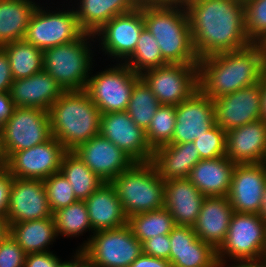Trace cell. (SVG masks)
I'll list each match as a JSON object with an SVG mask.
<instances>
[{
    "label": "cell",
    "mask_w": 266,
    "mask_h": 267,
    "mask_svg": "<svg viewBox=\"0 0 266 267\" xmlns=\"http://www.w3.org/2000/svg\"><path fill=\"white\" fill-rule=\"evenodd\" d=\"M78 249L97 267H129L143 253L128 225L96 231Z\"/></svg>",
    "instance_id": "8"
},
{
    "label": "cell",
    "mask_w": 266,
    "mask_h": 267,
    "mask_svg": "<svg viewBox=\"0 0 266 267\" xmlns=\"http://www.w3.org/2000/svg\"><path fill=\"white\" fill-rule=\"evenodd\" d=\"M1 134L7 159L14 152L44 143L52 137L49 112L37 108L14 107L5 120Z\"/></svg>",
    "instance_id": "11"
},
{
    "label": "cell",
    "mask_w": 266,
    "mask_h": 267,
    "mask_svg": "<svg viewBox=\"0 0 266 267\" xmlns=\"http://www.w3.org/2000/svg\"><path fill=\"white\" fill-rule=\"evenodd\" d=\"M233 213L227 196L205 197L193 229L198 238L217 250L228 234Z\"/></svg>",
    "instance_id": "25"
},
{
    "label": "cell",
    "mask_w": 266,
    "mask_h": 267,
    "mask_svg": "<svg viewBox=\"0 0 266 267\" xmlns=\"http://www.w3.org/2000/svg\"><path fill=\"white\" fill-rule=\"evenodd\" d=\"M110 183L127 218L164 207L165 181L151 161L135 162Z\"/></svg>",
    "instance_id": "5"
},
{
    "label": "cell",
    "mask_w": 266,
    "mask_h": 267,
    "mask_svg": "<svg viewBox=\"0 0 266 267\" xmlns=\"http://www.w3.org/2000/svg\"><path fill=\"white\" fill-rule=\"evenodd\" d=\"M60 172L72 185L77 200H86L105 182L94 174L73 151H66L63 155Z\"/></svg>",
    "instance_id": "32"
},
{
    "label": "cell",
    "mask_w": 266,
    "mask_h": 267,
    "mask_svg": "<svg viewBox=\"0 0 266 267\" xmlns=\"http://www.w3.org/2000/svg\"><path fill=\"white\" fill-rule=\"evenodd\" d=\"M92 73L90 72L84 90L101 114L126 111L133 86L140 79V75L125 63L119 62L95 75Z\"/></svg>",
    "instance_id": "9"
},
{
    "label": "cell",
    "mask_w": 266,
    "mask_h": 267,
    "mask_svg": "<svg viewBox=\"0 0 266 267\" xmlns=\"http://www.w3.org/2000/svg\"><path fill=\"white\" fill-rule=\"evenodd\" d=\"M140 78L160 105L177 106L198 90V65L166 64L143 72Z\"/></svg>",
    "instance_id": "12"
},
{
    "label": "cell",
    "mask_w": 266,
    "mask_h": 267,
    "mask_svg": "<svg viewBox=\"0 0 266 267\" xmlns=\"http://www.w3.org/2000/svg\"><path fill=\"white\" fill-rule=\"evenodd\" d=\"M48 112L51 134L66 151L99 134L101 112L85 90L64 91Z\"/></svg>",
    "instance_id": "4"
},
{
    "label": "cell",
    "mask_w": 266,
    "mask_h": 267,
    "mask_svg": "<svg viewBox=\"0 0 266 267\" xmlns=\"http://www.w3.org/2000/svg\"><path fill=\"white\" fill-rule=\"evenodd\" d=\"M94 39L95 35L84 33L75 41L43 51V69L64 91L85 89L94 63Z\"/></svg>",
    "instance_id": "6"
},
{
    "label": "cell",
    "mask_w": 266,
    "mask_h": 267,
    "mask_svg": "<svg viewBox=\"0 0 266 267\" xmlns=\"http://www.w3.org/2000/svg\"><path fill=\"white\" fill-rule=\"evenodd\" d=\"M138 75L166 65L155 37L144 27L134 52L123 62Z\"/></svg>",
    "instance_id": "36"
},
{
    "label": "cell",
    "mask_w": 266,
    "mask_h": 267,
    "mask_svg": "<svg viewBox=\"0 0 266 267\" xmlns=\"http://www.w3.org/2000/svg\"><path fill=\"white\" fill-rule=\"evenodd\" d=\"M259 83L261 85V96H262L261 119L266 122V71L263 73Z\"/></svg>",
    "instance_id": "51"
},
{
    "label": "cell",
    "mask_w": 266,
    "mask_h": 267,
    "mask_svg": "<svg viewBox=\"0 0 266 267\" xmlns=\"http://www.w3.org/2000/svg\"><path fill=\"white\" fill-rule=\"evenodd\" d=\"M10 233V226L6 217H0V242Z\"/></svg>",
    "instance_id": "53"
},
{
    "label": "cell",
    "mask_w": 266,
    "mask_h": 267,
    "mask_svg": "<svg viewBox=\"0 0 266 267\" xmlns=\"http://www.w3.org/2000/svg\"><path fill=\"white\" fill-rule=\"evenodd\" d=\"M64 90L44 69L30 77L12 82L9 90L14 107L49 111Z\"/></svg>",
    "instance_id": "23"
},
{
    "label": "cell",
    "mask_w": 266,
    "mask_h": 267,
    "mask_svg": "<svg viewBox=\"0 0 266 267\" xmlns=\"http://www.w3.org/2000/svg\"><path fill=\"white\" fill-rule=\"evenodd\" d=\"M84 33L73 7L67 10L59 8L57 12L39 4L30 18L24 40L44 51L75 41Z\"/></svg>",
    "instance_id": "10"
},
{
    "label": "cell",
    "mask_w": 266,
    "mask_h": 267,
    "mask_svg": "<svg viewBox=\"0 0 266 267\" xmlns=\"http://www.w3.org/2000/svg\"><path fill=\"white\" fill-rule=\"evenodd\" d=\"M205 197L188 178L165 181L164 207L177 226L195 225Z\"/></svg>",
    "instance_id": "24"
},
{
    "label": "cell",
    "mask_w": 266,
    "mask_h": 267,
    "mask_svg": "<svg viewBox=\"0 0 266 267\" xmlns=\"http://www.w3.org/2000/svg\"><path fill=\"white\" fill-rule=\"evenodd\" d=\"M183 0H133L137 7H144V6H157V5H172Z\"/></svg>",
    "instance_id": "49"
},
{
    "label": "cell",
    "mask_w": 266,
    "mask_h": 267,
    "mask_svg": "<svg viewBox=\"0 0 266 267\" xmlns=\"http://www.w3.org/2000/svg\"><path fill=\"white\" fill-rule=\"evenodd\" d=\"M199 59L252 44L245 31L241 0H183Z\"/></svg>",
    "instance_id": "1"
},
{
    "label": "cell",
    "mask_w": 266,
    "mask_h": 267,
    "mask_svg": "<svg viewBox=\"0 0 266 267\" xmlns=\"http://www.w3.org/2000/svg\"><path fill=\"white\" fill-rule=\"evenodd\" d=\"M265 71V45L252 43L199 59L198 89L213 100L259 83Z\"/></svg>",
    "instance_id": "2"
},
{
    "label": "cell",
    "mask_w": 266,
    "mask_h": 267,
    "mask_svg": "<svg viewBox=\"0 0 266 267\" xmlns=\"http://www.w3.org/2000/svg\"><path fill=\"white\" fill-rule=\"evenodd\" d=\"M99 134L114 143L135 162L152 160L146 131L137 126L126 111L101 114Z\"/></svg>",
    "instance_id": "15"
},
{
    "label": "cell",
    "mask_w": 266,
    "mask_h": 267,
    "mask_svg": "<svg viewBox=\"0 0 266 267\" xmlns=\"http://www.w3.org/2000/svg\"><path fill=\"white\" fill-rule=\"evenodd\" d=\"M7 158L5 157V153L2 147V134L0 132V168H4L6 166Z\"/></svg>",
    "instance_id": "55"
},
{
    "label": "cell",
    "mask_w": 266,
    "mask_h": 267,
    "mask_svg": "<svg viewBox=\"0 0 266 267\" xmlns=\"http://www.w3.org/2000/svg\"><path fill=\"white\" fill-rule=\"evenodd\" d=\"M193 143L202 160L226 156V132L217 124L198 136Z\"/></svg>",
    "instance_id": "41"
},
{
    "label": "cell",
    "mask_w": 266,
    "mask_h": 267,
    "mask_svg": "<svg viewBox=\"0 0 266 267\" xmlns=\"http://www.w3.org/2000/svg\"><path fill=\"white\" fill-rule=\"evenodd\" d=\"M226 156L235 164L266 162V122H250L226 132Z\"/></svg>",
    "instance_id": "22"
},
{
    "label": "cell",
    "mask_w": 266,
    "mask_h": 267,
    "mask_svg": "<svg viewBox=\"0 0 266 267\" xmlns=\"http://www.w3.org/2000/svg\"><path fill=\"white\" fill-rule=\"evenodd\" d=\"M12 180L13 177L8 170L5 167L0 168V217L7 216Z\"/></svg>",
    "instance_id": "45"
},
{
    "label": "cell",
    "mask_w": 266,
    "mask_h": 267,
    "mask_svg": "<svg viewBox=\"0 0 266 267\" xmlns=\"http://www.w3.org/2000/svg\"><path fill=\"white\" fill-rule=\"evenodd\" d=\"M52 217L44 181L13 178L6 216L8 225Z\"/></svg>",
    "instance_id": "17"
},
{
    "label": "cell",
    "mask_w": 266,
    "mask_h": 267,
    "mask_svg": "<svg viewBox=\"0 0 266 267\" xmlns=\"http://www.w3.org/2000/svg\"><path fill=\"white\" fill-rule=\"evenodd\" d=\"M38 5L33 0H0V47L24 39Z\"/></svg>",
    "instance_id": "30"
},
{
    "label": "cell",
    "mask_w": 266,
    "mask_h": 267,
    "mask_svg": "<svg viewBox=\"0 0 266 267\" xmlns=\"http://www.w3.org/2000/svg\"><path fill=\"white\" fill-rule=\"evenodd\" d=\"M129 267H172L169 260L141 254Z\"/></svg>",
    "instance_id": "47"
},
{
    "label": "cell",
    "mask_w": 266,
    "mask_h": 267,
    "mask_svg": "<svg viewBox=\"0 0 266 267\" xmlns=\"http://www.w3.org/2000/svg\"><path fill=\"white\" fill-rule=\"evenodd\" d=\"M72 258L70 259L71 261H60L57 267H75V254Z\"/></svg>",
    "instance_id": "56"
},
{
    "label": "cell",
    "mask_w": 266,
    "mask_h": 267,
    "mask_svg": "<svg viewBox=\"0 0 266 267\" xmlns=\"http://www.w3.org/2000/svg\"><path fill=\"white\" fill-rule=\"evenodd\" d=\"M13 108L9 93H0V132L3 130L5 120L12 113Z\"/></svg>",
    "instance_id": "48"
},
{
    "label": "cell",
    "mask_w": 266,
    "mask_h": 267,
    "mask_svg": "<svg viewBox=\"0 0 266 267\" xmlns=\"http://www.w3.org/2000/svg\"><path fill=\"white\" fill-rule=\"evenodd\" d=\"M159 106L156 96L140 78L133 86L126 112L137 126L147 131Z\"/></svg>",
    "instance_id": "37"
},
{
    "label": "cell",
    "mask_w": 266,
    "mask_h": 267,
    "mask_svg": "<svg viewBox=\"0 0 266 267\" xmlns=\"http://www.w3.org/2000/svg\"><path fill=\"white\" fill-rule=\"evenodd\" d=\"M127 225L141 243L157 235H169L176 226L165 207L133 215L128 218Z\"/></svg>",
    "instance_id": "34"
},
{
    "label": "cell",
    "mask_w": 266,
    "mask_h": 267,
    "mask_svg": "<svg viewBox=\"0 0 266 267\" xmlns=\"http://www.w3.org/2000/svg\"><path fill=\"white\" fill-rule=\"evenodd\" d=\"M145 28L159 44L167 64L198 65L193 47L189 15L182 2L142 7Z\"/></svg>",
    "instance_id": "3"
},
{
    "label": "cell",
    "mask_w": 266,
    "mask_h": 267,
    "mask_svg": "<svg viewBox=\"0 0 266 267\" xmlns=\"http://www.w3.org/2000/svg\"><path fill=\"white\" fill-rule=\"evenodd\" d=\"M84 201L94 232L127 225L128 218L110 182H104Z\"/></svg>",
    "instance_id": "26"
},
{
    "label": "cell",
    "mask_w": 266,
    "mask_h": 267,
    "mask_svg": "<svg viewBox=\"0 0 266 267\" xmlns=\"http://www.w3.org/2000/svg\"><path fill=\"white\" fill-rule=\"evenodd\" d=\"M77 6L73 8L81 29L92 35H95L113 17L137 8L133 0H79Z\"/></svg>",
    "instance_id": "29"
},
{
    "label": "cell",
    "mask_w": 266,
    "mask_h": 267,
    "mask_svg": "<svg viewBox=\"0 0 266 267\" xmlns=\"http://www.w3.org/2000/svg\"><path fill=\"white\" fill-rule=\"evenodd\" d=\"M53 218L58 236L78 237L88 230L94 234L84 200H77L71 205L55 211Z\"/></svg>",
    "instance_id": "35"
},
{
    "label": "cell",
    "mask_w": 266,
    "mask_h": 267,
    "mask_svg": "<svg viewBox=\"0 0 266 267\" xmlns=\"http://www.w3.org/2000/svg\"><path fill=\"white\" fill-rule=\"evenodd\" d=\"M201 159L193 142L168 143L153 150L151 162L164 180L188 178L191 169Z\"/></svg>",
    "instance_id": "27"
},
{
    "label": "cell",
    "mask_w": 266,
    "mask_h": 267,
    "mask_svg": "<svg viewBox=\"0 0 266 267\" xmlns=\"http://www.w3.org/2000/svg\"><path fill=\"white\" fill-rule=\"evenodd\" d=\"M61 258L52 251L26 255L24 267H57Z\"/></svg>",
    "instance_id": "44"
},
{
    "label": "cell",
    "mask_w": 266,
    "mask_h": 267,
    "mask_svg": "<svg viewBox=\"0 0 266 267\" xmlns=\"http://www.w3.org/2000/svg\"><path fill=\"white\" fill-rule=\"evenodd\" d=\"M175 107L176 122L170 143L193 142L215 125L214 102L199 89Z\"/></svg>",
    "instance_id": "18"
},
{
    "label": "cell",
    "mask_w": 266,
    "mask_h": 267,
    "mask_svg": "<svg viewBox=\"0 0 266 267\" xmlns=\"http://www.w3.org/2000/svg\"><path fill=\"white\" fill-rule=\"evenodd\" d=\"M43 181L48 202L53 213L77 201L72 185L60 171L52 174Z\"/></svg>",
    "instance_id": "40"
},
{
    "label": "cell",
    "mask_w": 266,
    "mask_h": 267,
    "mask_svg": "<svg viewBox=\"0 0 266 267\" xmlns=\"http://www.w3.org/2000/svg\"><path fill=\"white\" fill-rule=\"evenodd\" d=\"M266 261V222L253 213L232 214L228 234L217 249L218 263Z\"/></svg>",
    "instance_id": "7"
},
{
    "label": "cell",
    "mask_w": 266,
    "mask_h": 267,
    "mask_svg": "<svg viewBox=\"0 0 266 267\" xmlns=\"http://www.w3.org/2000/svg\"><path fill=\"white\" fill-rule=\"evenodd\" d=\"M13 81L8 57L0 47V93H9Z\"/></svg>",
    "instance_id": "46"
},
{
    "label": "cell",
    "mask_w": 266,
    "mask_h": 267,
    "mask_svg": "<svg viewBox=\"0 0 266 267\" xmlns=\"http://www.w3.org/2000/svg\"><path fill=\"white\" fill-rule=\"evenodd\" d=\"M215 124L225 132L261 119V85L257 83L213 99Z\"/></svg>",
    "instance_id": "16"
},
{
    "label": "cell",
    "mask_w": 266,
    "mask_h": 267,
    "mask_svg": "<svg viewBox=\"0 0 266 267\" xmlns=\"http://www.w3.org/2000/svg\"><path fill=\"white\" fill-rule=\"evenodd\" d=\"M26 255L10 233L0 242V267H24Z\"/></svg>",
    "instance_id": "42"
},
{
    "label": "cell",
    "mask_w": 266,
    "mask_h": 267,
    "mask_svg": "<svg viewBox=\"0 0 266 267\" xmlns=\"http://www.w3.org/2000/svg\"><path fill=\"white\" fill-rule=\"evenodd\" d=\"M235 264L234 263L232 265H229L228 263L220 264L219 267H266V261H263V262H242V263H235Z\"/></svg>",
    "instance_id": "52"
},
{
    "label": "cell",
    "mask_w": 266,
    "mask_h": 267,
    "mask_svg": "<svg viewBox=\"0 0 266 267\" xmlns=\"http://www.w3.org/2000/svg\"><path fill=\"white\" fill-rule=\"evenodd\" d=\"M144 27L142 7H137L129 13L113 17L95 33V39L101 41L100 50L105 52V56L123 63L134 52Z\"/></svg>",
    "instance_id": "14"
},
{
    "label": "cell",
    "mask_w": 266,
    "mask_h": 267,
    "mask_svg": "<svg viewBox=\"0 0 266 267\" xmlns=\"http://www.w3.org/2000/svg\"><path fill=\"white\" fill-rule=\"evenodd\" d=\"M169 239L172 267H219L217 250L198 238L193 227L176 225Z\"/></svg>",
    "instance_id": "21"
},
{
    "label": "cell",
    "mask_w": 266,
    "mask_h": 267,
    "mask_svg": "<svg viewBox=\"0 0 266 267\" xmlns=\"http://www.w3.org/2000/svg\"><path fill=\"white\" fill-rule=\"evenodd\" d=\"M142 248L145 255L169 260L171 248L169 235H157L149 238L142 243Z\"/></svg>",
    "instance_id": "43"
},
{
    "label": "cell",
    "mask_w": 266,
    "mask_h": 267,
    "mask_svg": "<svg viewBox=\"0 0 266 267\" xmlns=\"http://www.w3.org/2000/svg\"><path fill=\"white\" fill-rule=\"evenodd\" d=\"M258 215L266 222V183L264 187V192L262 196L260 211Z\"/></svg>",
    "instance_id": "54"
},
{
    "label": "cell",
    "mask_w": 266,
    "mask_h": 267,
    "mask_svg": "<svg viewBox=\"0 0 266 267\" xmlns=\"http://www.w3.org/2000/svg\"><path fill=\"white\" fill-rule=\"evenodd\" d=\"M66 150L53 136L29 149L14 152L5 168L13 178L45 180L60 171Z\"/></svg>",
    "instance_id": "13"
},
{
    "label": "cell",
    "mask_w": 266,
    "mask_h": 267,
    "mask_svg": "<svg viewBox=\"0 0 266 267\" xmlns=\"http://www.w3.org/2000/svg\"><path fill=\"white\" fill-rule=\"evenodd\" d=\"M73 152L105 182H111L135 163L124 151L100 134L81 144Z\"/></svg>",
    "instance_id": "20"
},
{
    "label": "cell",
    "mask_w": 266,
    "mask_h": 267,
    "mask_svg": "<svg viewBox=\"0 0 266 267\" xmlns=\"http://www.w3.org/2000/svg\"><path fill=\"white\" fill-rule=\"evenodd\" d=\"M75 251V267H97L84 255V252L81 249Z\"/></svg>",
    "instance_id": "50"
},
{
    "label": "cell",
    "mask_w": 266,
    "mask_h": 267,
    "mask_svg": "<svg viewBox=\"0 0 266 267\" xmlns=\"http://www.w3.org/2000/svg\"><path fill=\"white\" fill-rule=\"evenodd\" d=\"M1 48L8 57L14 80L30 77L43 70V51L24 39Z\"/></svg>",
    "instance_id": "33"
},
{
    "label": "cell",
    "mask_w": 266,
    "mask_h": 267,
    "mask_svg": "<svg viewBox=\"0 0 266 267\" xmlns=\"http://www.w3.org/2000/svg\"><path fill=\"white\" fill-rule=\"evenodd\" d=\"M266 183V162L236 164L227 198L234 212L258 214Z\"/></svg>",
    "instance_id": "19"
},
{
    "label": "cell",
    "mask_w": 266,
    "mask_h": 267,
    "mask_svg": "<svg viewBox=\"0 0 266 267\" xmlns=\"http://www.w3.org/2000/svg\"><path fill=\"white\" fill-rule=\"evenodd\" d=\"M10 234L26 254L50 251L58 237L53 217L11 224Z\"/></svg>",
    "instance_id": "31"
},
{
    "label": "cell",
    "mask_w": 266,
    "mask_h": 267,
    "mask_svg": "<svg viewBox=\"0 0 266 267\" xmlns=\"http://www.w3.org/2000/svg\"><path fill=\"white\" fill-rule=\"evenodd\" d=\"M245 31L252 43H266V0H245Z\"/></svg>",
    "instance_id": "39"
},
{
    "label": "cell",
    "mask_w": 266,
    "mask_h": 267,
    "mask_svg": "<svg viewBox=\"0 0 266 267\" xmlns=\"http://www.w3.org/2000/svg\"><path fill=\"white\" fill-rule=\"evenodd\" d=\"M235 166L227 156L203 159L191 169L188 179L206 197L227 196Z\"/></svg>",
    "instance_id": "28"
},
{
    "label": "cell",
    "mask_w": 266,
    "mask_h": 267,
    "mask_svg": "<svg viewBox=\"0 0 266 267\" xmlns=\"http://www.w3.org/2000/svg\"><path fill=\"white\" fill-rule=\"evenodd\" d=\"M176 122V107L160 105L146 131L149 146L154 150L171 142Z\"/></svg>",
    "instance_id": "38"
}]
</instances>
